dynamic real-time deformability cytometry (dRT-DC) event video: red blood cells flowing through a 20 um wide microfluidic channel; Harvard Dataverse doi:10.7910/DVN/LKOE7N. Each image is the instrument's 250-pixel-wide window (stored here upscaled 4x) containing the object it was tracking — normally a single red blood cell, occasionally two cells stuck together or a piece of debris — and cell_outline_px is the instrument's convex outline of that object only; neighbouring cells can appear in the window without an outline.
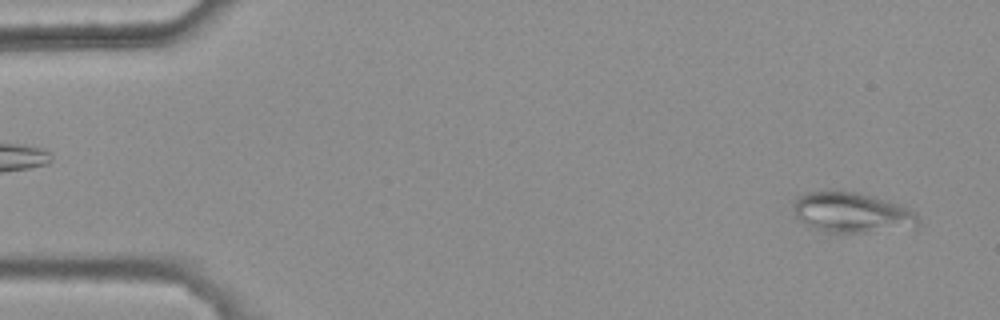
{"species": "common noctule bat (a hibernating species)", "species_latin": "Nyctalus noctula", "temperature_condition": "warm", "stored_images_in_passage": 40, "camera_frame_rate_fps": 3000, "um_per_image_px": 0.085, "animal": {"sex": "female", "body_mass_g": 25.1}, "frame": {"image": 1, "passage_image": 2, "time_ms": 0.333, "image_size_px": [1000, 320], "cell_outline_px": [[920, 224], [916, 228], [868, 232], [824, 232], [800, 220], [796, 216], [792, 208], [792, 200], [796, 196], [804, 192], [828, 188], [856, 192], [872, 196], [900, 204], [916, 212], [920, 220]], "centroid_in_image_um": [72.39, 18.03], "position_along_channel_um": 12.6, "area_um2": 30.17}}
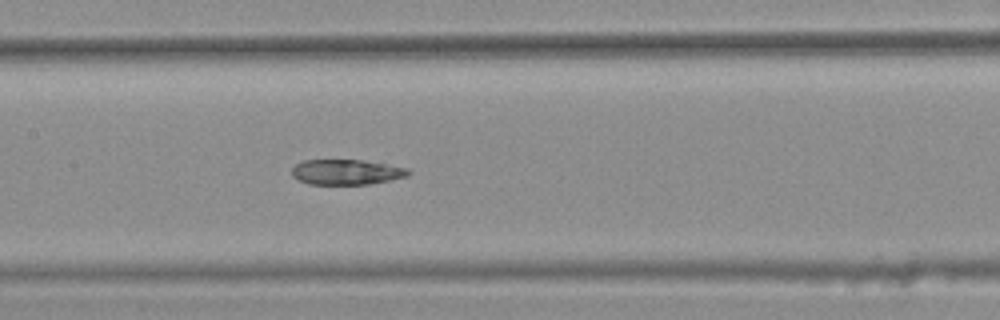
{"frame": {"image": 2, "passage_image": 25, "time_ms": 8.0, "image_size_px": [1000, 320], "cell_outline_px": [[412, 172], [408, 176], [368, 184], [308, 184], [292, 176], [292, 168], [296, 164], [304, 160], [364, 160], [388, 164], [408, 168]], "centroid_in_image_um": [29.46, 14.62], "position_along_channel_um": 177.9, "area_um2": 17.11}}
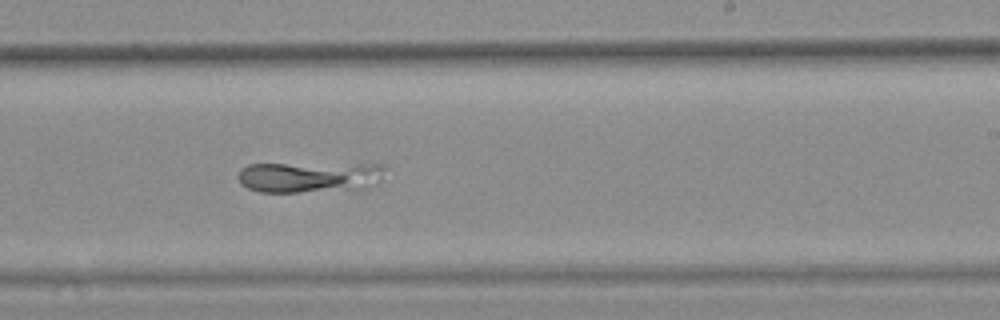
{"frame": {"image": 3, "passage_image": 32, "time_ms": 10.333, "image_size_px": [1000, 320], "cell_outline_px": [[388, 168], [380, 180], [300, 192], [260, 192], [248, 188], [240, 184], [236, 176], [240, 168], [248, 164], [384, 164]], "centroid_in_image_um": [26.05, 14.98], "position_along_channel_um": 262.9, "area_um2": 24.97}}